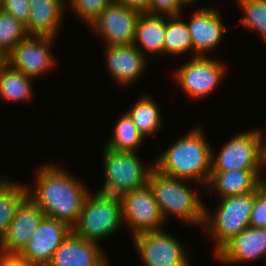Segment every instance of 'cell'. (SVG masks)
Returning <instances> with one entry per match:
<instances>
[{
  "instance_id": "6da1fadb",
  "label": "cell",
  "mask_w": 266,
  "mask_h": 266,
  "mask_svg": "<svg viewBox=\"0 0 266 266\" xmlns=\"http://www.w3.org/2000/svg\"><path fill=\"white\" fill-rule=\"evenodd\" d=\"M36 185L28 197L43 211L46 217L56 219L73 229L90 191L64 168L46 163L38 168ZM88 190V191H87Z\"/></svg>"
},
{
  "instance_id": "7a4b0ae2",
  "label": "cell",
  "mask_w": 266,
  "mask_h": 266,
  "mask_svg": "<svg viewBox=\"0 0 266 266\" xmlns=\"http://www.w3.org/2000/svg\"><path fill=\"white\" fill-rule=\"evenodd\" d=\"M200 126L178 139L155 159L154 167L169 177L205 184L211 176L212 148Z\"/></svg>"
},
{
  "instance_id": "3957f363",
  "label": "cell",
  "mask_w": 266,
  "mask_h": 266,
  "mask_svg": "<svg viewBox=\"0 0 266 266\" xmlns=\"http://www.w3.org/2000/svg\"><path fill=\"white\" fill-rule=\"evenodd\" d=\"M184 182L187 180L166 176L155 168L148 180L164 219L171 214L187 224L204 225L205 206Z\"/></svg>"
},
{
  "instance_id": "277c9868",
  "label": "cell",
  "mask_w": 266,
  "mask_h": 266,
  "mask_svg": "<svg viewBox=\"0 0 266 266\" xmlns=\"http://www.w3.org/2000/svg\"><path fill=\"white\" fill-rule=\"evenodd\" d=\"M255 192L223 197L217 211L209 218L205 207L204 228L215 240L216 254L235 236L250 226L251 211L255 203ZM210 219V220H209Z\"/></svg>"
},
{
  "instance_id": "5b68a950",
  "label": "cell",
  "mask_w": 266,
  "mask_h": 266,
  "mask_svg": "<svg viewBox=\"0 0 266 266\" xmlns=\"http://www.w3.org/2000/svg\"><path fill=\"white\" fill-rule=\"evenodd\" d=\"M259 130H250L234 136L215 155L212 150L211 171L261 170V136Z\"/></svg>"
},
{
  "instance_id": "8992f818",
  "label": "cell",
  "mask_w": 266,
  "mask_h": 266,
  "mask_svg": "<svg viewBox=\"0 0 266 266\" xmlns=\"http://www.w3.org/2000/svg\"><path fill=\"white\" fill-rule=\"evenodd\" d=\"M124 224L122 220V207L104 201H99L90 193L76 226L72 232L85 240L98 243L103 238L111 236Z\"/></svg>"
},
{
  "instance_id": "52a82bcc",
  "label": "cell",
  "mask_w": 266,
  "mask_h": 266,
  "mask_svg": "<svg viewBox=\"0 0 266 266\" xmlns=\"http://www.w3.org/2000/svg\"><path fill=\"white\" fill-rule=\"evenodd\" d=\"M140 13L118 0H112L90 25L106 41V46L119 48L134 42Z\"/></svg>"
},
{
  "instance_id": "ba28073f",
  "label": "cell",
  "mask_w": 266,
  "mask_h": 266,
  "mask_svg": "<svg viewBox=\"0 0 266 266\" xmlns=\"http://www.w3.org/2000/svg\"><path fill=\"white\" fill-rule=\"evenodd\" d=\"M133 239L145 266H190L184 247L163 230L140 233Z\"/></svg>"
},
{
  "instance_id": "9c48e42d",
  "label": "cell",
  "mask_w": 266,
  "mask_h": 266,
  "mask_svg": "<svg viewBox=\"0 0 266 266\" xmlns=\"http://www.w3.org/2000/svg\"><path fill=\"white\" fill-rule=\"evenodd\" d=\"M191 59L176 71V81L190 97L205 98L219 85L226 67L222 62L208 56H196Z\"/></svg>"
},
{
  "instance_id": "30bf717a",
  "label": "cell",
  "mask_w": 266,
  "mask_h": 266,
  "mask_svg": "<svg viewBox=\"0 0 266 266\" xmlns=\"http://www.w3.org/2000/svg\"><path fill=\"white\" fill-rule=\"evenodd\" d=\"M53 40L54 37L50 36L28 35L14 47L4 61L28 77L42 76L55 65L49 49Z\"/></svg>"
},
{
  "instance_id": "8fae6325",
  "label": "cell",
  "mask_w": 266,
  "mask_h": 266,
  "mask_svg": "<svg viewBox=\"0 0 266 266\" xmlns=\"http://www.w3.org/2000/svg\"><path fill=\"white\" fill-rule=\"evenodd\" d=\"M122 220L130 227L133 236L162 230L160 227L165 219L149 184L127 192L122 207Z\"/></svg>"
},
{
  "instance_id": "7c38bea8",
  "label": "cell",
  "mask_w": 266,
  "mask_h": 266,
  "mask_svg": "<svg viewBox=\"0 0 266 266\" xmlns=\"http://www.w3.org/2000/svg\"><path fill=\"white\" fill-rule=\"evenodd\" d=\"M103 169L105 179L115 182L127 192L140 189L148 184L154 163L143 167L136 153L117 152L104 147Z\"/></svg>"
},
{
  "instance_id": "4fadbf2b",
  "label": "cell",
  "mask_w": 266,
  "mask_h": 266,
  "mask_svg": "<svg viewBox=\"0 0 266 266\" xmlns=\"http://www.w3.org/2000/svg\"><path fill=\"white\" fill-rule=\"evenodd\" d=\"M44 217L43 211L27 197L18 207L6 235L0 241V256H18Z\"/></svg>"
},
{
  "instance_id": "5bb4252c",
  "label": "cell",
  "mask_w": 266,
  "mask_h": 266,
  "mask_svg": "<svg viewBox=\"0 0 266 266\" xmlns=\"http://www.w3.org/2000/svg\"><path fill=\"white\" fill-rule=\"evenodd\" d=\"M71 232L72 229L66 224L45 216L18 256L47 266L54 252Z\"/></svg>"
},
{
  "instance_id": "9a60e30c",
  "label": "cell",
  "mask_w": 266,
  "mask_h": 266,
  "mask_svg": "<svg viewBox=\"0 0 266 266\" xmlns=\"http://www.w3.org/2000/svg\"><path fill=\"white\" fill-rule=\"evenodd\" d=\"M221 17L215 8H201L186 23L193 41V57L205 56L206 52L220 45L226 31Z\"/></svg>"
},
{
  "instance_id": "2e32d148",
  "label": "cell",
  "mask_w": 266,
  "mask_h": 266,
  "mask_svg": "<svg viewBox=\"0 0 266 266\" xmlns=\"http://www.w3.org/2000/svg\"><path fill=\"white\" fill-rule=\"evenodd\" d=\"M98 244L71 232L54 252L47 266H106V256Z\"/></svg>"
},
{
  "instance_id": "e0dca14e",
  "label": "cell",
  "mask_w": 266,
  "mask_h": 266,
  "mask_svg": "<svg viewBox=\"0 0 266 266\" xmlns=\"http://www.w3.org/2000/svg\"><path fill=\"white\" fill-rule=\"evenodd\" d=\"M215 255L221 262L231 265L266 257V228L249 226Z\"/></svg>"
},
{
  "instance_id": "ac0fdd59",
  "label": "cell",
  "mask_w": 266,
  "mask_h": 266,
  "mask_svg": "<svg viewBox=\"0 0 266 266\" xmlns=\"http://www.w3.org/2000/svg\"><path fill=\"white\" fill-rule=\"evenodd\" d=\"M106 64L113 79L126 85L137 81L146 69V56L131 43L124 47H106Z\"/></svg>"
},
{
  "instance_id": "d6986e66",
  "label": "cell",
  "mask_w": 266,
  "mask_h": 266,
  "mask_svg": "<svg viewBox=\"0 0 266 266\" xmlns=\"http://www.w3.org/2000/svg\"><path fill=\"white\" fill-rule=\"evenodd\" d=\"M65 0H29V19L25 24L28 35L56 38L63 20Z\"/></svg>"
},
{
  "instance_id": "ffe728a7",
  "label": "cell",
  "mask_w": 266,
  "mask_h": 266,
  "mask_svg": "<svg viewBox=\"0 0 266 266\" xmlns=\"http://www.w3.org/2000/svg\"><path fill=\"white\" fill-rule=\"evenodd\" d=\"M262 170H234V171H211L208 185L217 190L223 197L236 196L255 192L263 183Z\"/></svg>"
},
{
  "instance_id": "44dd1931",
  "label": "cell",
  "mask_w": 266,
  "mask_h": 266,
  "mask_svg": "<svg viewBox=\"0 0 266 266\" xmlns=\"http://www.w3.org/2000/svg\"><path fill=\"white\" fill-rule=\"evenodd\" d=\"M165 34L166 16L152 15L148 13L140 14L136 22L133 44L143 55L146 52L162 55ZM138 43L144 50L141 49L140 45L138 46Z\"/></svg>"
},
{
  "instance_id": "7402d4cb",
  "label": "cell",
  "mask_w": 266,
  "mask_h": 266,
  "mask_svg": "<svg viewBox=\"0 0 266 266\" xmlns=\"http://www.w3.org/2000/svg\"><path fill=\"white\" fill-rule=\"evenodd\" d=\"M32 79L0 60V97L6 101H27L33 95Z\"/></svg>"
},
{
  "instance_id": "603a6c76",
  "label": "cell",
  "mask_w": 266,
  "mask_h": 266,
  "mask_svg": "<svg viewBox=\"0 0 266 266\" xmlns=\"http://www.w3.org/2000/svg\"><path fill=\"white\" fill-rule=\"evenodd\" d=\"M2 178L0 179V241L6 235L18 207L28 197L27 185Z\"/></svg>"
},
{
  "instance_id": "cb8c5ba5",
  "label": "cell",
  "mask_w": 266,
  "mask_h": 266,
  "mask_svg": "<svg viewBox=\"0 0 266 266\" xmlns=\"http://www.w3.org/2000/svg\"><path fill=\"white\" fill-rule=\"evenodd\" d=\"M112 134L105 147L117 152L137 153V149L145 140L128 112L116 122Z\"/></svg>"
},
{
  "instance_id": "d4e9b609",
  "label": "cell",
  "mask_w": 266,
  "mask_h": 266,
  "mask_svg": "<svg viewBox=\"0 0 266 266\" xmlns=\"http://www.w3.org/2000/svg\"><path fill=\"white\" fill-rule=\"evenodd\" d=\"M180 16H166V34L163 46V55H180L191 49L194 51L192 37L186 21Z\"/></svg>"
},
{
  "instance_id": "484cf974",
  "label": "cell",
  "mask_w": 266,
  "mask_h": 266,
  "mask_svg": "<svg viewBox=\"0 0 266 266\" xmlns=\"http://www.w3.org/2000/svg\"><path fill=\"white\" fill-rule=\"evenodd\" d=\"M157 106V103L149 95H144L128 111L138 131L144 138L154 135L153 133L161 128L162 118Z\"/></svg>"
},
{
  "instance_id": "4316f807",
  "label": "cell",
  "mask_w": 266,
  "mask_h": 266,
  "mask_svg": "<svg viewBox=\"0 0 266 266\" xmlns=\"http://www.w3.org/2000/svg\"><path fill=\"white\" fill-rule=\"evenodd\" d=\"M27 36L25 24L0 9V60Z\"/></svg>"
},
{
  "instance_id": "83f0119b",
  "label": "cell",
  "mask_w": 266,
  "mask_h": 266,
  "mask_svg": "<svg viewBox=\"0 0 266 266\" xmlns=\"http://www.w3.org/2000/svg\"><path fill=\"white\" fill-rule=\"evenodd\" d=\"M243 11V25L260 32L266 42V0H237Z\"/></svg>"
},
{
  "instance_id": "f1b7e54d",
  "label": "cell",
  "mask_w": 266,
  "mask_h": 266,
  "mask_svg": "<svg viewBox=\"0 0 266 266\" xmlns=\"http://www.w3.org/2000/svg\"><path fill=\"white\" fill-rule=\"evenodd\" d=\"M69 8L74 10L80 19L91 25L112 0H68Z\"/></svg>"
},
{
  "instance_id": "f546056e",
  "label": "cell",
  "mask_w": 266,
  "mask_h": 266,
  "mask_svg": "<svg viewBox=\"0 0 266 266\" xmlns=\"http://www.w3.org/2000/svg\"><path fill=\"white\" fill-rule=\"evenodd\" d=\"M191 5L189 0H151L148 14L172 17L182 15V7Z\"/></svg>"
},
{
  "instance_id": "4dcf8cb0",
  "label": "cell",
  "mask_w": 266,
  "mask_h": 266,
  "mask_svg": "<svg viewBox=\"0 0 266 266\" xmlns=\"http://www.w3.org/2000/svg\"><path fill=\"white\" fill-rule=\"evenodd\" d=\"M105 184L101 187L96 195L92 194L99 201L109 202L123 207L127 191L119 187L115 182L105 179Z\"/></svg>"
},
{
  "instance_id": "1f68e13d",
  "label": "cell",
  "mask_w": 266,
  "mask_h": 266,
  "mask_svg": "<svg viewBox=\"0 0 266 266\" xmlns=\"http://www.w3.org/2000/svg\"><path fill=\"white\" fill-rule=\"evenodd\" d=\"M250 226L266 228V182L260 187L255 196V203L251 211Z\"/></svg>"
},
{
  "instance_id": "d6a6232c",
  "label": "cell",
  "mask_w": 266,
  "mask_h": 266,
  "mask_svg": "<svg viewBox=\"0 0 266 266\" xmlns=\"http://www.w3.org/2000/svg\"><path fill=\"white\" fill-rule=\"evenodd\" d=\"M0 9L26 24L29 19V0H0Z\"/></svg>"
},
{
  "instance_id": "836d02e7",
  "label": "cell",
  "mask_w": 266,
  "mask_h": 266,
  "mask_svg": "<svg viewBox=\"0 0 266 266\" xmlns=\"http://www.w3.org/2000/svg\"><path fill=\"white\" fill-rule=\"evenodd\" d=\"M132 10L138 11L140 14L148 13L151 0H118Z\"/></svg>"
},
{
  "instance_id": "e575fe53",
  "label": "cell",
  "mask_w": 266,
  "mask_h": 266,
  "mask_svg": "<svg viewBox=\"0 0 266 266\" xmlns=\"http://www.w3.org/2000/svg\"><path fill=\"white\" fill-rule=\"evenodd\" d=\"M9 266H45L41 263H35L24 260L19 256H0Z\"/></svg>"
},
{
  "instance_id": "d590c367",
  "label": "cell",
  "mask_w": 266,
  "mask_h": 266,
  "mask_svg": "<svg viewBox=\"0 0 266 266\" xmlns=\"http://www.w3.org/2000/svg\"><path fill=\"white\" fill-rule=\"evenodd\" d=\"M261 136V157H262V167L266 166V137ZM266 182V178L264 179Z\"/></svg>"
},
{
  "instance_id": "8d00e7d4",
  "label": "cell",
  "mask_w": 266,
  "mask_h": 266,
  "mask_svg": "<svg viewBox=\"0 0 266 266\" xmlns=\"http://www.w3.org/2000/svg\"><path fill=\"white\" fill-rule=\"evenodd\" d=\"M0 266H9V265L0 257Z\"/></svg>"
}]
</instances>
